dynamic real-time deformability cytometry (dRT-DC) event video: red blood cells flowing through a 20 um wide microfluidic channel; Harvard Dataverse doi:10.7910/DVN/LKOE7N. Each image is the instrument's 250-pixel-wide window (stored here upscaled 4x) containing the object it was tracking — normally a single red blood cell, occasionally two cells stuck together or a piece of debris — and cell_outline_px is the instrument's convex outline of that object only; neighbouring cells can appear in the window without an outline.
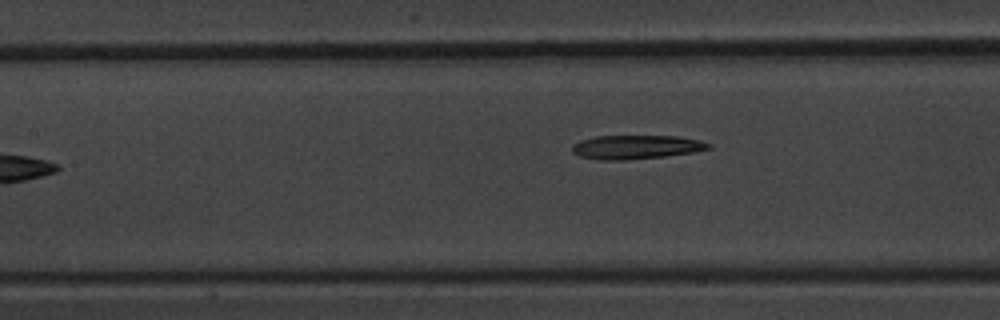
{"species": "common noctule bat (a hibernating species)", "species_latin": "Nyctalus noctula", "temperature_condition": "warm", "stored_images_in_passage": 11, "camera_frame_rate_fps": 3000, "um_per_image_px": 0.085, "animal": {"sex": "male", "body_mass_g": 20.1, "forearm_length_mm": 53.5}, "frame": {"image": 1, "passage_image": 8, "time_ms": 9.333, "image_size_px": [1000, 320], "cell_outline_px": [[712, 148], [692, 152], [664, 156], [624, 160], [604, 160], [580, 156], [572, 152], [572, 144], [580, 140], [592, 136], [676, 136], [700, 140], [712, 144]], "centroid_in_image_um": [54.06, 12.49], "position_along_channel_um": 153.3, "area_um2": 18.96}}
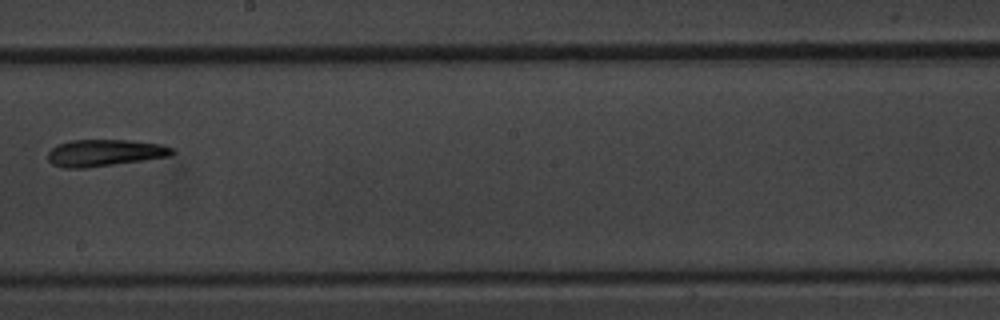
{"frame": {"image": 2, "passage_image": 10, "time_ms": 11.667, "image_size_px": [1000, 320], "cell_outline_px": [[176, 152], [172, 156], [88, 168], [64, 168], [52, 164], [48, 160], [48, 152], [52, 148], [60, 144], [72, 140], [128, 140], [160, 144], [172, 148]], "centroid_in_image_um": [8.91, 13.0], "position_along_channel_um": 239.3, "area_um2": 19.42}}
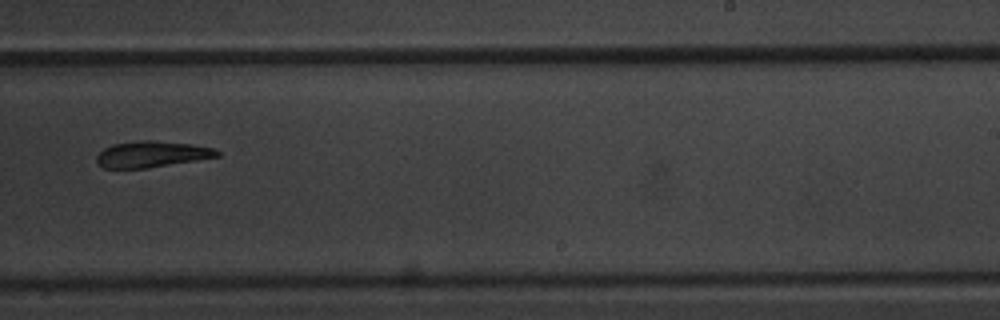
{"frame": {"image": 3, "passage_image": 11, "time_ms": 12.667, "image_size_px": [1000, 320], "cell_outline_px": [[220, 156], [148, 168], [104, 168], [96, 160], [96, 156], [104, 148], [112, 144], [140, 140], [152, 140], [192, 144], [212, 148], [220, 152]], "centroid_in_image_um": [12.89, 13.1], "position_along_channel_um": 276.1, "area_um2": 18.26}}